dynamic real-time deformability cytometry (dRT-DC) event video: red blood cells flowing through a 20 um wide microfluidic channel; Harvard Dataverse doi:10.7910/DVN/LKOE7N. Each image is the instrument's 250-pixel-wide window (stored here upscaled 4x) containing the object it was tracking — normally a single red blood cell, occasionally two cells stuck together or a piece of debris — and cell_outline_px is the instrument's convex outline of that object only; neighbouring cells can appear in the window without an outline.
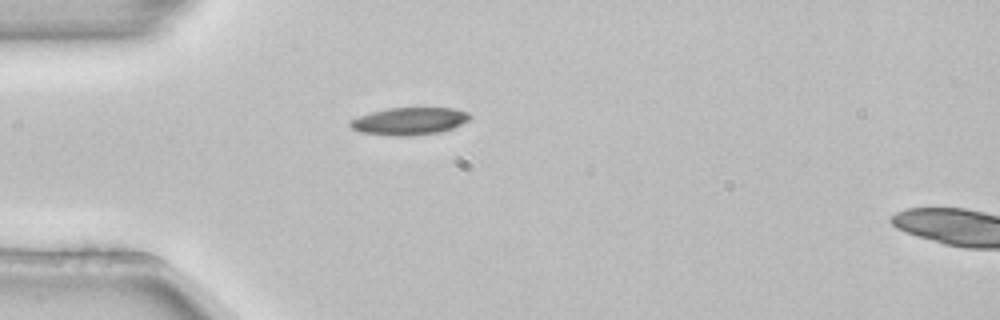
{"species": "common noctule bat (a hibernating species)", "species_latin": "Nyctalus noctula", "temperature_condition": "room temperature", "stored_images_in_passage": 2, "segment_of_instrument_passage": [1, 2], "camera_frame_rate_fps": 3000, "um_per_image_px": 0.085, "animal": {"sex": "female", "body_mass_g": 22.7, "forearm_length_mm": 54.2}, "frame": {"image": 1, "passage_image": 1, "time_ms": 0.0, "image_size_px": [1000, 320], "cell_outline_px": [[472, 116], [468, 120], [452, 128], [440, 132], [408, 136], [396, 136], [360, 132], [352, 128], [348, 124], [348, 120], [372, 112], [388, 108], [452, 108], [468, 112]], "centroid_in_image_um": [34.78, 10.3], "position_along_channel_um": 50.2, "area_um2": 19.02}}